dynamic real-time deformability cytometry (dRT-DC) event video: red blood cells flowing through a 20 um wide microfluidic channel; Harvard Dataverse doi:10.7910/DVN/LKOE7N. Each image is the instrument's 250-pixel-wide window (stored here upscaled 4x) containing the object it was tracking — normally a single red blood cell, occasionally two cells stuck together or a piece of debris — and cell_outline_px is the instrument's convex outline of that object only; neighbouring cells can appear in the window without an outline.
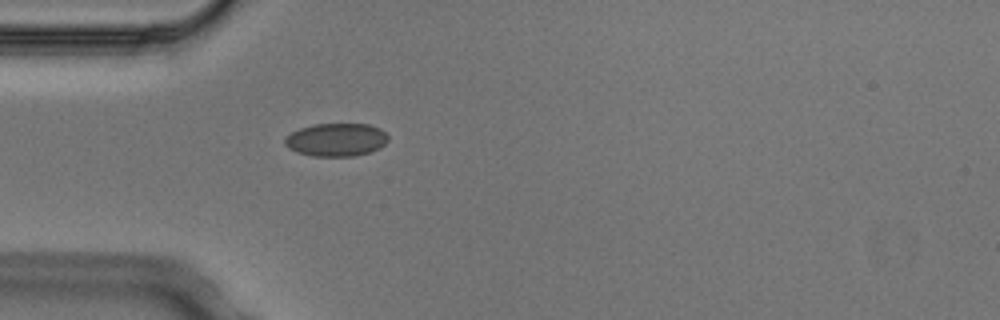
{"species": "Egyptian fruit bat (a non-hibernating species)", "species_latin": "Rousettus aegyptiacus", "temperature_condition": "cold", "stored_images_in_passage": 1, "camera_frame_rate_fps": 3000, "um_per_image_px": 0.085, "animal": {"sex": "male"}, "frame": {"image": 1, "passage_image": 1, "time_ms": 0.0, "image_size_px": [1000, 320], "cell_outline_px": [[388, 140], [380, 148], [368, 152], [352, 156], [312, 156], [296, 152], [288, 148], [284, 144], [284, 140], [292, 132], [300, 128], [316, 124], [368, 124], [380, 128], [388, 136]], "centroid_in_image_um": [28.57, 11.88], "position_along_channel_um": 56.4, "area_um2": 19.83}}